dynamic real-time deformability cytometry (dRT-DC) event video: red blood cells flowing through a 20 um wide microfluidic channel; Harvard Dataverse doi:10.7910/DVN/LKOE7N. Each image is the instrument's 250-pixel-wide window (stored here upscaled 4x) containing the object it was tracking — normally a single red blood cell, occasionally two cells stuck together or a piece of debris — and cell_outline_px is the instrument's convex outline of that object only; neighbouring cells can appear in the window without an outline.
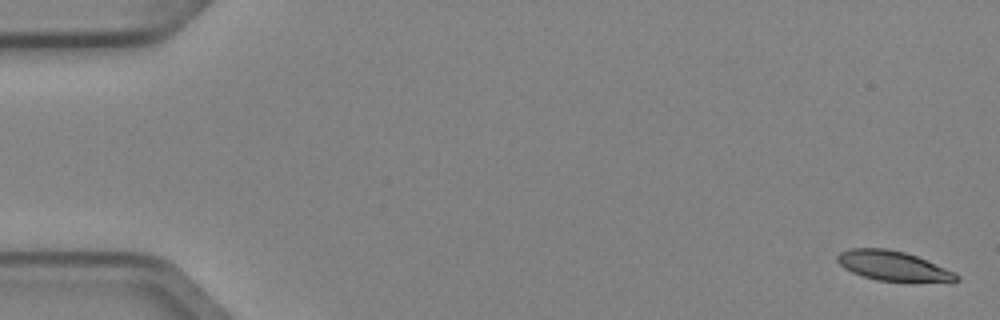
{"species": "Egyptian fruit bat (a non-hibernating species)", "species_latin": "Rousettus aegyptiacus", "temperature_condition": "cold", "stored_images_in_passage": 5, "camera_frame_rate_fps": 3000, "um_per_image_px": 0.085, "animal": {"sex": "female"}, "frame": {"image": 1, "passage_image": 1, "time_ms": 0.0, "image_size_px": [1000, 320], "cell_outline_px": [[960, 280], [876, 280], [852, 272], [844, 268], [836, 260], [836, 256], [840, 252], [848, 248], [888, 248], [904, 252], [916, 256], [956, 272], [960, 276]], "centroid_in_image_um": [75.84, 22.56], "position_along_channel_um": 9.2, "area_um2": 20.06}}
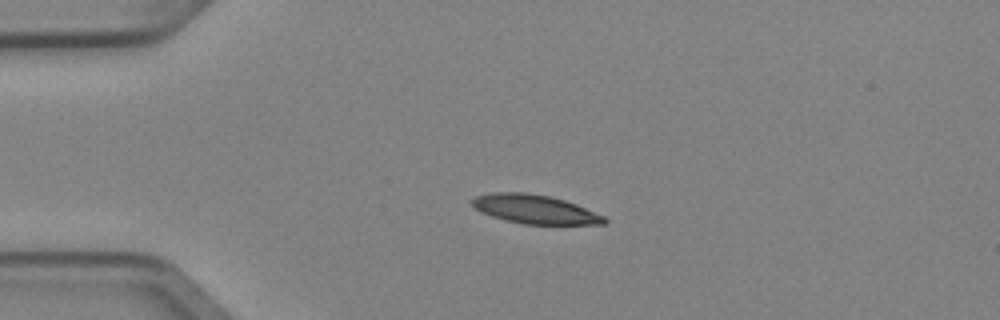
{"frame": {"image": 2, "passage_image": 4, "time_ms": 1.0, "image_size_px": [1000, 320], "cell_outline_px": [[608, 220], [604, 224], [524, 224], [504, 220], [492, 216], [476, 208], [468, 200], [476, 196], [492, 192], [528, 192], [548, 196], [564, 200], [576, 204], [604, 216]], "centroid_in_image_um": [45.44, 17.78], "position_along_channel_um": 39.6, "area_um2": 22.14}}